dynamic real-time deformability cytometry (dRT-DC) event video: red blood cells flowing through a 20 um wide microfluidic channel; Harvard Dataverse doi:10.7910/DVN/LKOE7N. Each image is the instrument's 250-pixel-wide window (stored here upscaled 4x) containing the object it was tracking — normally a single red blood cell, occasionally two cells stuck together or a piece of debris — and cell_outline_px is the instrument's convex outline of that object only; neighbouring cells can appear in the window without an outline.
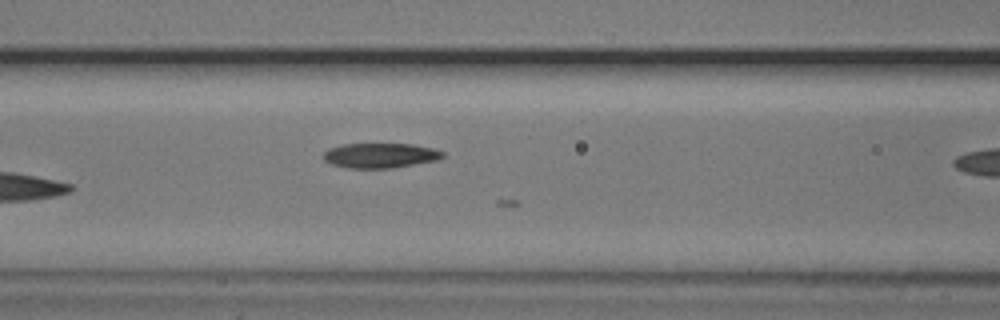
{"species": "common noctule bat (a hibernating species)", "species_latin": "Nyctalus noctula", "temperature_condition": "cold", "stored_images_in_passage": 12, "camera_frame_rate_fps": 3000, "um_per_image_px": 0.085, "animal": {"sex": "male", "body_mass_g": 20.5, "forearm_length_mm": 52.5}, "frame": {"image": 1, "passage_image": 11, "time_ms": 3.333, "image_size_px": [1000, 320], "cell_outline_px": [[444, 156], [436, 160], [392, 168], [348, 168], [332, 164], [324, 160], [324, 152], [328, 148], [344, 144], [412, 144], [432, 148], [444, 152]], "centroid_in_image_um": [32.3, 13.21], "position_along_channel_um": 134.3, "area_um2": 17.17}}